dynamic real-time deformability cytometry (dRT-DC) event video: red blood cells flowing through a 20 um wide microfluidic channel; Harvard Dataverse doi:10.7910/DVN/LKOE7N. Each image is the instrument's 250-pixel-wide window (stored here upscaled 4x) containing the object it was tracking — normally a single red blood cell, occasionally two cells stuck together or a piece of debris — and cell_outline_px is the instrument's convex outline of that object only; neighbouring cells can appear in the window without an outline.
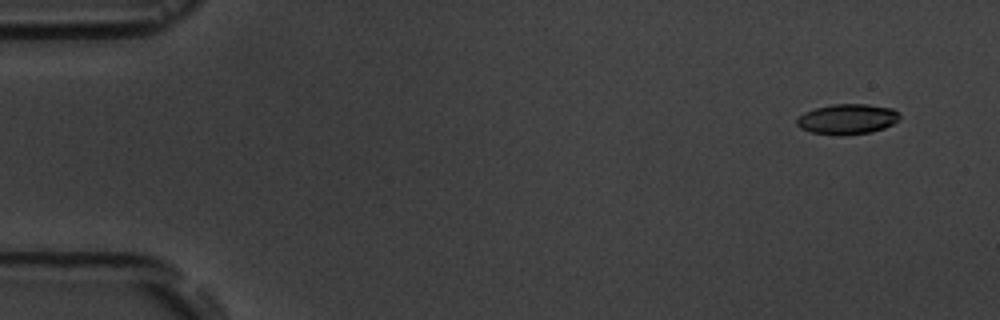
{"species": "common noctule bat (a hibernating species)", "species_latin": "Nyctalus noctula", "temperature_condition": "room temperature", "stored_images_in_passage": 4, "camera_frame_rate_fps": 3000, "um_per_image_px": 0.085, "animal": {"sex": "male", "body_mass_g": 19.5, "forearm_length_mm": 54.6}, "frame": {"image": 1, "passage_image": 1, "time_ms": 0.0, "image_size_px": [1000, 320], "cell_outline_px": [[900, 120], [884, 128], [872, 132], [812, 132], [800, 128], [796, 124], [796, 120], [804, 112], [816, 108], [832, 104], [868, 104], [892, 108], [900, 112]], "centroid_in_image_um": [72.08, 10.06], "position_along_channel_um": 12.9, "area_um2": 17.46}}